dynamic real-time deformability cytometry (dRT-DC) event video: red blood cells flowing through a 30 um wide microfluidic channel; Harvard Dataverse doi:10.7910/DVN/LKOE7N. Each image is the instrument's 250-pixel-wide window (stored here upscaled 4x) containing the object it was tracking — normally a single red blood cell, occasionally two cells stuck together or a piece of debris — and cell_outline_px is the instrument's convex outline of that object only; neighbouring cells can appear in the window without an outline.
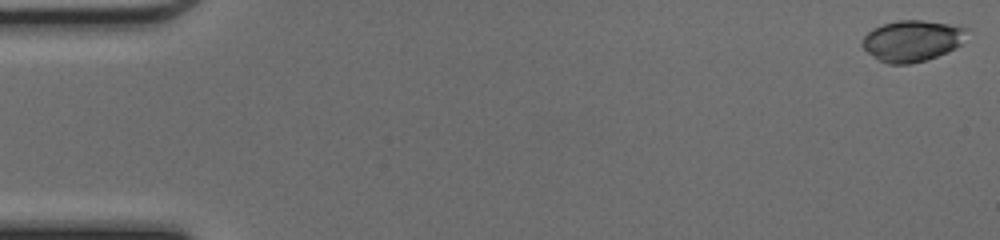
{"species": "common noctule bat (a hibernating species)", "species_latin": "Nyctalus noctula", "temperature_condition": "cold", "stored_images_in_passage": 48, "camera_frame_rate_fps": 3000, "um_per_image_px": 0.085, "animal": {"sex": "female", "body_mass_g": 17.0, "forearm_length_mm": 48.0}, "frame": {"image": 1, "passage_image": 1, "time_ms": 0.0, "image_size_px": [1000, 240], "cell_outline_px": [[968, 28], [960, 44], [956, 48], [936, 56], [924, 60], [908, 64], [888, 64], [880, 60], [868, 52], [860, 44], [860, 40], [872, 28], [884, 24], [900, 20], [920, 20], [948, 24]], "centroid_in_image_um": [77.49, 3.46], "position_along_channel_um": 7.5, "area_um2": 24.74}}
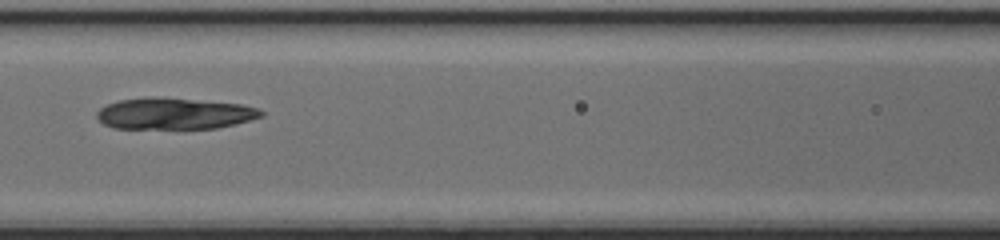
{"frame": {"image": 2, "passage_image": 22, "time_ms": 7.0, "image_size_px": [1000, 240], "cell_outline_px": [[264, 116], [236, 124], [216, 128], [112, 128], [104, 124], [96, 116], [96, 112], [100, 108], [108, 104], [120, 100], [152, 96], [240, 104], [260, 108], [264, 112]], "centroid_in_image_um": [14.84, 9.65], "position_along_channel_um": 151.8, "area_um2": 30.0}}
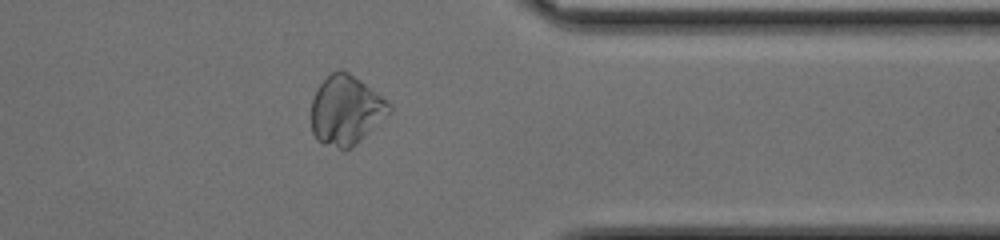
{"frame": {"image": 3, "passage_image": 39, "time_ms": 12.667, "image_size_px": [1000, 240], "cell_outline_px": [[392, 112], [352, 148], [344, 152], [324, 144], [316, 140], [312, 132], [312, 100], [320, 84], [332, 72], [340, 68], [348, 72], [360, 80], [388, 100], [392, 104]], "centroid_in_image_um": [29.43, 9.41], "position_along_channel_um": 382.0, "area_um2": 31.85}}